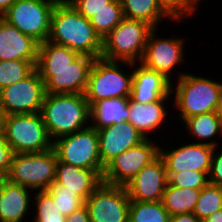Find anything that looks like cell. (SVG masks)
Returning <instances> with one entry per match:
<instances>
[{
    "label": "cell",
    "mask_w": 222,
    "mask_h": 222,
    "mask_svg": "<svg viewBox=\"0 0 222 222\" xmlns=\"http://www.w3.org/2000/svg\"><path fill=\"white\" fill-rule=\"evenodd\" d=\"M66 222H91L86 205L84 204L82 207L68 215Z\"/></svg>",
    "instance_id": "39"
},
{
    "label": "cell",
    "mask_w": 222,
    "mask_h": 222,
    "mask_svg": "<svg viewBox=\"0 0 222 222\" xmlns=\"http://www.w3.org/2000/svg\"><path fill=\"white\" fill-rule=\"evenodd\" d=\"M209 183L222 186V146H219V148L218 146L214 147L209 172Z\"/></svg>",
    "instance_id": "38"
},
{
    "label": "cell",
    "mask_w": 222,
    "mask_h": 222,
    "mask_svg": "<svg viewBox=\"0 0 222 222\" xmlns=\"http://www.w3.org/2000/svg\"><path fill=\"white\" fill-rule=\"evenodd\" d=\"M35 65L25 60L0 61V90L27 77Z\"/></svg>",
    "instance_id": "32"
},
{
    "label": "cell",
    "mask_w": 222,
    "mask_h": 222,
    "mask_svg": "<svg viewBox=\"0 0 222 222\" xmlns=\"http://www.w3.org/2000/svg\"><path fill=\"white\" fill-rule=\"evenodd\" d=\"M168 183L165 164L158 155L125 186L130 200L162 201Z\"/></svg>",
    "instance_id": "16"
},
{
    "label": "cell",
    "mask_w": 222,
    "mask_h": 222,
    "mask_svg": "<svg viewBox=\"0 0 222 222\" xmlns=\"http://www.w3.org/2000/svg\"><path fill=\"white\" fill-rule=\"evenodd\" d=\"M132 72L130 98L133 101L145 104L173 96L171 94V82L157 71L137 62L132 63Z\"/></svg>",
    "instance_id": "18"
},
{
    "label": "cell",
    "mask_w": 222,
    "mask_h": 222,
    "mask_svg": "<svg viewBox=\"0 0 222 222\" xmlns=\"http://www.w3.org/2000/svg\"><path fill=\"white\" fill-rule=\"evenodd\" d=\"M14 154L0 127V177H4L8 173Z\"/></svg>",
    "instance_id": "37"
},
{
    "label": "cell",
    "mask_w": 222,
    "mask_h": 222,
    "mask_svg": "<svg viewBox=\"0 0 222 222\" xmlns=\"http://www.w3.org/2000/svg\"><path fill=\"white\" fill-rule=\"evenodd\" d=\"M104 170L82 169L58 160L55 182L77 193L84 201L103 182Z\"/></svg>",
    "instance_id": "22"
},
{
    "label": "cell",
    "mask_w": 222,
    "mask_h": 222,
    "mask_svg": "<svg viewBox=\"0 0 222 222\" xmlns=\"http://www.w3.org/2000/svg\"><path fill=\"white\" fill-rule=\"evenodd\" d=\"M16 0H0V16H2Z\"/></svg>",
    "instance_id": "43"
},
{
    "label": "cell",
    "mask_w": 222,
    "mask_h": 222,
    "mask_svg": "<svg viewBox=\"0 0 222 222\" xmlns=\"http://www.w3.org/2000/svg\"><path fill=\"white\" fill-rule=\"evenodd\" d=\"M170 222H202L194 213L178 214L171 216Z\"/></svg>",
    "instance_id": "40"
},
{
    "label": "cell",
    "mask_w": 222,
    "mask_h": 222,
    "mask_svg": "<svg viewBox=\"0 0 222 222\" xmlns=\"http://www.w3.org/2000/svg\"><path fill=\"white\" fill-rule=\"evenodd\" d=\"M157 28L154 29L148 37L145 46V52L142 60L140 61L145 67L155 70L167 78L171 83L175 74L177 79H179L186 72H178L181 64H184L185 57V43L186 41L181 37H176L177 35L168 37H162V35H157ZM175 71H177L175 73ZM174 73V75H172ZM180 73V75H179Z\"/></svg>",
    "instance_id": "10"
},
{
    "label": "cell",
    "mask_w": 222,
    "mask_h": 222,
    "mask_svg": "<svg viewBox=\"0 0 222 222\" xmlns=\"http://www.w3.org/2000/svg\"><path fill=\"white\" fill-rule=\"evenodd\" d=\"M185 131L197 140L196 143L207 144L213 147H219L218 137L221 139L222 135V119L216 112H209L199 114L187 118L183 124ZM221 136V137H220ZM216 137V138H215Z\"/></svg>",
    "instance_id": "24"
},
{
    "label": "cell",
    "mask_w": 222,
    "mask_h": 222,
    "mask_svg": "<svg viewBox=\"0 0 222 222\" xmlns=\"http://www.w3.org/2000/svg\"><path fill=\"white\" fill-rule=\"evenodd\" d=\"M78 56L79 54L70 48L46 40L39 44L35 68L69 67Z\"/></svg>",
    "instance_id": "27"
},
{
    "label": "cell",
    "mask_w": 222,
    "mask_h": 222,
    "mask_svg": "<svg viewBox=\"0 0 222 222\" xmlns=\"http://www.w3.org/2000/svg\"><path fill=\"white\" fill-rule=\"evenodd\" d=\"M168 183L178 188H193L201 190L209 183V175L199 171H182L167 173Z\"/></svg>",
    "instance_id": "35"
},
{
    "label": "cell",
    "mask_w": 222,
    "mask_h": 222,
    "mask_svg": "<svg viewBox=\"0 0 222 222\" xmlns=\"http://www.w3.org/2000/svg\"><path fill=\"white\" fill-rule=\"evenodd\" d=\"M57 162L54 148L44 152L14 154L4 178L33 191L47 190L55 182Z\"/></svg>",
    "instance_id": "7"
},
{
    "label": "cell",
    "mask_w": 222,
    "mask_h": 222,
    "mask_svg": "<svg viewBox=\"0 0 222 222\" xmlns=\"http://www.w3.org/2000/svg\"><path fill=\"white\" fill-rule=\"evenodd\" d=\"M40 114L52 141L90 126V105L84 94L46 93Z\"/></svg>",
    "instance_id": "2"
},
{
    "label": "cell",
    "mask_w": 222,
    "mask_h": 222,
    "mask_svg": "<svg viewBox=\"0 0 222 222\" xmlns=\"http://www.w3.org/2000/svg\"><path fill=\"white\" fill-rule=\"evenodd\" d=\"M85 205L91 222H129L130 198L124 186L102 182Z\"/></svg>",
    "instance_id": "13"
},
{
    "label": "cell",
    "mask_w": 222,
    "mask_h": 222,
    "mask_svg": "<svg viewBox=\"0 0 222 222\" xmlns=\"http://www.w3.org/2000/svg\"><path fill=\"white\" fill-rule=\"evenodd\" d=\"M123 66L129 67L127 69L131 72H126ZM132 78L131 62L96 58L90 70L84 96L90 106L103 99L130 97Z\"/></svg>",
    "instance_id": "4"
},
{
    "label": "cell",
    "mask_w": 222,
    "mask_h": 222,
    "mask_svg": "<svg viewBox=\"0 0 222 222\" xmlns=\"http://www.w3.org/2000/svg\"><path fill=\"white\" fill-rule=\"evenodd\" d=\"M45 191L52 197L57 209L65 216L70 215L85 204V201L77 193L56 182Z\"/></svg>",
    "instance_id": "33"
},
{
    "label": "cell",
    "mask_w": 222,
    "mask_h": 222,
    "mask_svg": "<svg viewBox=\"0 0 222 222\" xmlns=\"http://www.w3.org/2000/svg\"><path fill=\"white\" fill-rule=\"evenodd\" d=\"M2 119H3V114H2V111H1V108H0V127H1V124H2Z\"/></svg>",
    "instance_id": "44"
},
{
    "label": "cell",
    "mask_w": 222,
    "mask_h": 222,
    "mask_svg": "<svg viewBox=\"0 0 222 222\" xmlns=\"http://www.w3.org/2000/svg\"><path fill=\"white\" fill-rule=\"evenodd\" d=\"M201 190L178 188L167 183L162 197V204L170 216L193 213Z\"/></svg>",
    "instance_id": "26"
},
{
    "label": "cell",
    "mask_w": 222,
    "mask_h": 222,
    "mask_svg": "<svg viewBox=\"0 0 222 222\" xmlns=\"http://www.w3.org/2000/svg\"><path fill=\"white\" fill-rule=\"evenodd\" d=\"M32 207L34 218L31 222H66L67 220V216L57 209L52 197L45 190L34 192Z\"/></svg>",
    "instance_id": "30"
},
{
    "label": "cell",
    "mask_w": 222,
    "mask_h": 222,
    "mask_svg": "<svg viewBox=\"0 0 222 222\" xmlns=\"http://www.w3.org/2000/svg\"><path fill=\"white\" fill-rule=\"evenodd\" d=\"M32 194H34L32 189L12 183L1 177L0 222H27L25 220H28V214H32Z\"/></svg>",
    "instance_id": "19"
},
{
    "label": "cell",
    "mask_w": 222,
    "mask_h": 222,
    "mask_svg": "<svg viewBox=\"0 0 222 222\" xmlns=\"http://www.w3.org/2000/svg\"><path fill=\"white\" fill-rule=\"evenodd\" d=\"M46 95L45 83L35 68L27 77L0 90L3 116L39 113Z\"/></svg>",
    "instance_id": "11"
},
{
    "label": "cell",
    "mask_w": 222,
    "mask_h": 222,
    "mask_svg": "<svg viewBox=\"0 0 222 222\" xmlns=\"http://www.w3.org/2000/svg\"><path fill=\"white\" fill-rule=\"evenodd\" d=\"M95 58L79 55L69 67L36 68L48 94H84Z\"/></svg>",
    "instance_id": "14"
},
{
    "label": "cell",
    "mask_w": 222,
    "mask_h": 222,
    "mask_svg": "<svg viewBox=\"0 0 222 222\" xmlns=\"http://www.w3.org/2000/svg\"><path fill=\"white\" fill-rule=\"evenodd\" d=\"M1 128L15 154L44 152L53 148L40 112L3 116Z\"/></svg>",
    "instance_id": "6"
},
{
    "label": "cell",
    "mask_w": 222,
    "mask_h": 222,
    "mask_svg": "<svg viewBox=\"0 0 222 222\" xmlns=\"http://www.w3.org/2000/svg\"><path fill=\"white\" fill-rule=\"evenodd\" d=\"M171 216L161 201L130 200L129 222H170Z\"/></svg>",
    "instance_id": "28"
},
{
    "label": "cell",
    "mask_w": 222,
    "mask_h": 222,
    "mask_svg": "<svg viewBox=\"0 0 222 222\" xmlns=\"http://www.w3.org/2000/svg\"><path fill=\"white\" fill-rule=\"evenodd\" d=\"M101 163L106 166L117 155L139 145L145 140L141 133L128 121L97 130Z\"/></svg>",
    "instance_id": "17"
},
{
    "label": "cell",
    "mask_w": 222,
    "mask_h": 222,
    "mask_svg": "<svg viewBox=\"0 0 222 222\" xmlns=\"http://www.w3.org/2000/svg\"><path fill=\"white\" fill-rule=\"evenodd\" d=\"M124 18L120 0H111L107 7L90 18V23L103 40Z\"/></svg>",
    "instance_id": "29"
},
{
    "label": "cell",
    "mask_w": 222,
    "mask_h": 222,
    "mask_svg": "<svg viewBox=\"0 0 222 222\" xmlns=\"http://www.w3.org/2000/svg\"><path fill=\"white\" fill-rule=\"evenodd\" d=\"M215 112L222 119V81H219L218 104Z\"/></svg>",
    "instance_id": "42"
},
{
    "label": "cell",
    "mask_w": 222,
    "mask_h": 222,
    "mask_svg": "<svg viewBox=\"0 0 222 222\" xmlns=\"http://www.w3.org/2000/svg\"><path fill=\"white\" fill-rule=\"evenodd\" d=\"M145 139L139 145L117 155L104 169L103 183L113 186H126L137 173L159 155V144Z\"/></svg>",
    "instance_id": "12"
},
{
    "label": "cell",
    "mask_w": 222,
    "mask_h": 222,
    "mask_svg": "<svg viewBox=\"0 0 222 222\" xmlns=\"http://www.w3.org/2000/svg\"><path fill=\"white\" fill-rule=\"evenodd\" d=\"M129 97L99 100L90 106V125L96 130L113 124L121 125L129 119Z\"/></svg>",
    "instance_id": "23"
},
{
    "label": "cell",
    "mask_w": 222,
    "mask_h": 222,
    "mask_svg": "<svg viewBox=\"0 0 222 222\" xmlns=\"http://www.w3.org/2000/svg\"><path fill=\"white\" fill-rule=\"evenodd\" d=\"M154 28L146 22L123 18L103 39L101 58L137 63L143 58L146 42Z\"/></svg>",
    "instance_id": "5"
},
{
    "label": "cell",
    "mask_w": 222,
    "mask_h": 222,
    "mask_svg": "<svg viewBox=\"0 0 222 222\" xmlns=\"http://www.w3.org/2000/svg\"><path fill=\"white\" fill-rule=\"evenodd\" d=\"M48 41L95 59L102 54L103 40L90 19L81 15L67 0H59L53 9Z\"/></svg>",
    "instance_id": "1"
},
{
    "label": "cell",
    "mask_w": 222,
    "mask_h": 222,
    "mask_svg": "<svg viewBox=\"0 0 222 222\" xmlns=\"http://www.w3.org/2000/svg\"><path fill=\"white\" fill-rule=\"evenodd\" d=\"M160 141L159 155L162 158L167 173H178L186 170L205 172L209 175L213 146L187 142L176 148L166 147ZM189 143V144H188Z\"/></svg>",
    "instance_id": "15"
},
{
    "label": "cell",
    "mask_w": 222,
    "mask_h": 222,
    "mask_svg": "<svg viewBox=\"0 0 222 222\" xmlns=\"http://www.w3.org/2000/svg\"><path fill=\"white\" fill-rule=\"evenodd\" d=\"M161 7L175 20L176 23L194 17L200 0H157ZM198 9V10H197ZM196 10V11H195Z\"/></svg>",
    "instance_id": "34"
},
{
    "label": "cell",
    "mask_w": 222,
    "mask_h": 222,
    "mask_svg": "<svg viewBox=\"0 0 222 222\" xmlns=\"http://www.w3.org/2000/svg\"><path fill=\"white\" fill-rule=\"evenodd\" d=\"M58 1L16 0L2 17L41 44L48 40L51 15Z\"/></svg>",
    "instance_id": "8"
},
{
    "label": "cell",
    "mask_w": 222,
    "mask_h": 222,
    "mask_svg": "<svg viewBox=\"0 0 222 222\" xmlns=\"http://www.w3.org/2000/svg\"><path fill=\"white\" fill-rule=\"evenodd\" d=\"M205 75L185 73L171 83L172 103L183 123L187 118L195 115L215 112L218 104L219 80L205 78ZM175 82V83H174Z\"/></svg>",
    "instance_id": "3"
},
{
    "label": "cell",
    "mask_w": 222,
    "mask_h": 222,
    "mask_svg": "<svg viewBox=\"0 0 222 222\" xmlns=\"http://www.w3.org/2000/svg\"><path fill=\"white\" fill-rule=\"evenodd\" d=\"M171 99V97H164L159 101L143 104L135 102L129 97L128 106L130 114L128 122H130L145 139H152L150 136H152V134L155 136V131L158 132L161 130L163 123L165 130V123L168 121L167 112L171 110L167 102H172Z\"/></svg>",
    "instance_id": "21"
},
{
    "label": "cell",
    "mask_w": 222,
    "mask_h": 222,
    "mask_svg": "<svg viewBox=\"0 0 222 222\" xmlns=\"http://www.w3.org/2000/svg\"><path fill=\"white\" fill-rule=\"evenodd\" d=\"M220 209H222V186L208 183L201 189L193 213L202 221Z\"/></svg>",
    "instance_id": "31"
},
{
    "label": "cell",
    "mask_w": 222,
    "mask_h": 222,
    "mask_svg": "<svg viewBox=\"0 0 222 222\" xmlns=\"http://www.w3.org/2000/svg\"><path fill=\"white\" fill-rule=\"evenodd\" d=\"M58 160L82 169L104 170L99 154L97 130L91 125L53 141Z\"/></svg>",
    "instance_id": "9"
},
{
    "label": "cell",
    "mask_w": 222,
    "mask_h": 222,
    "mask_svg": "<svg viewBox=\"0 0 222 222\" xmlns=\"http://www.w3.org/2000/svg\"><path fill=\"white\" fill-rule=\"evenodd\" d=\"M123 16L140 20L158 29L165 19L175 21L158 3L157 0H120Z\"/></svg>",
    "instance_id": "25"
},
{
    "label": "cell",
    "mask_w": 222,
    "mask_h": 222,
    "mask_svg": "<svg viewBox=\"0 0 222 222\" xmlns=\"http://www.w3.org/2000/svg\"><path fill=\"white\" fill-rule=\"evenodd\" d=\"M38 50L39 43L36 40L0 16V61L25 60L36 66Z\"/></svg>",
    "instance_id": "20"
},
{
    "label": "cell",
    "mask_w": 222,
    "mask_h": 222,
    "mask_svg": "<svg viewBox=\"0 0 222 222\" xmlns=\"http://www.w3.org/2000/svg\"><path fill=\"white\" fill-rule=\"evenodd\" d=\"M202 222H222V209L214 212L212 215L202 220Z\"/></svg>",
    "instance_id": "41"
},
{
    "label": "cell",
    "mask_w": 222,
    "mask_h": 222,
    "mask_svg": "<svg viewBox=\"0 0 222 222\" xmlns=\"http://www.w3.org/2000/svg\"><path fill=\"white\" fill-rule=\"evenodd\" d=\"M81 15L90 19L101 9L107 7L111 0H67Z\"/></svg>",
    "instance_id": "36"
}]
</instances>
